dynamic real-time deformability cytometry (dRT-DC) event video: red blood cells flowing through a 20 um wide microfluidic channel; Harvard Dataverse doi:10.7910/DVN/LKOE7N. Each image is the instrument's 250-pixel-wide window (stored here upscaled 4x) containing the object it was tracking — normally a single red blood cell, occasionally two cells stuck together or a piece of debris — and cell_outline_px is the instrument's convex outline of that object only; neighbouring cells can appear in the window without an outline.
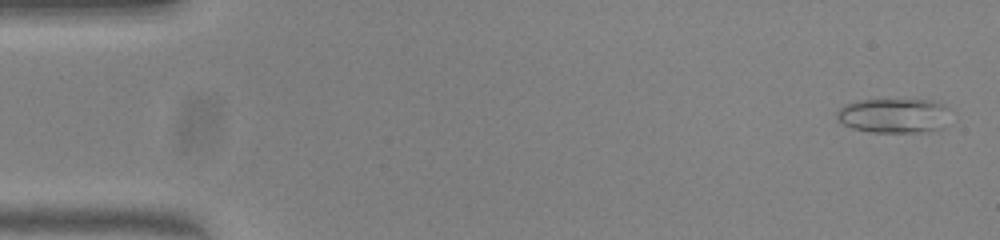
{"species": "common noctule bat (a hibernating species)", "species_latin": "Nyctalus noctula", "temperature_condition": "warm", "stored_images_in_passage": 50, "camera_frame_rate_fps": 3000, "um_per_image_px": 0.085, "animal": {"sex": "female", "body_mass_g": 23.0, "forearm_length_mm": 53.4}, "frame": {"image": 1, "passage_image": 1, "time_ms": 0.0, "image_size_px": [1000, 240], "cell_outline_px": [[944, 128], [924, 132], [868, 132], [852, 128], [836, 120], [836, 112], [844, 104], [860, 100], [932, 100], [944, 104]], "centroid_in_image_um": [75.88, 9.83], "position_along_channel_um": 9.1, "area_um2": 22.66}}
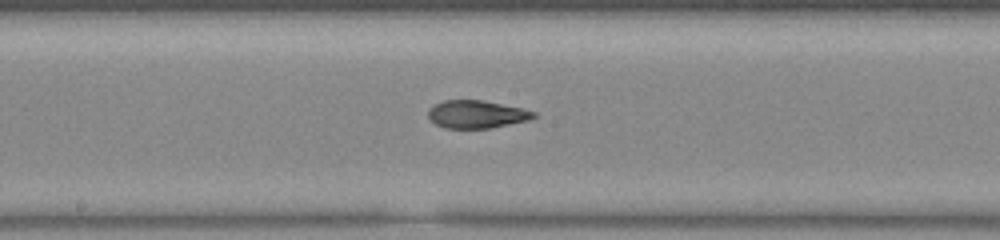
{"frame": {"image": 2, "passage_image": 27, "time_ms": 8.667, "image_size_px": [1000, 240], "cell_outline_px": [[536, 116], [528, 120], [492, 128], [444, 128], [428, 120], [428, 108], [444, 100], [484, 100], [520, 108], [536, 112]], "centroid_in_image_um": [40.47, 9.72], "position_along_channel_um": 207.7, "area_um2": 17.11}}
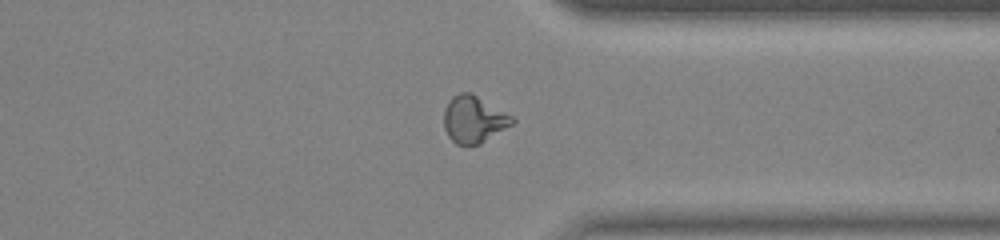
{"frame": {"image": 3, "passage_image": 40, "time_ms": 13.0, "image_size_px": [1000, 240], "cell_outline_px": [[516, 120], [512, 124], [480, 144], [468, 148], [456, 144], [448, 136], [444, 128], [444, 108], [448, 100], [452, 96], [460, 92], [468, 92], [476, 96], [512, 116]], "centroid_in_image_um": [40.22, 10.18], "position_along_channel_um": 371.2, "area_um2": 18.73}, "authors_computed_cell_mechanics": {"area_um2": 18.4671, "velocity_mm_per_s": 3.8282, "shape_relaxation_time_tau1_ms": null, "shape_relaxation_time_tau2_ms": 1.3279, "deformation_change_tau1": null, "deformation_change_tau2": 0.0719}}